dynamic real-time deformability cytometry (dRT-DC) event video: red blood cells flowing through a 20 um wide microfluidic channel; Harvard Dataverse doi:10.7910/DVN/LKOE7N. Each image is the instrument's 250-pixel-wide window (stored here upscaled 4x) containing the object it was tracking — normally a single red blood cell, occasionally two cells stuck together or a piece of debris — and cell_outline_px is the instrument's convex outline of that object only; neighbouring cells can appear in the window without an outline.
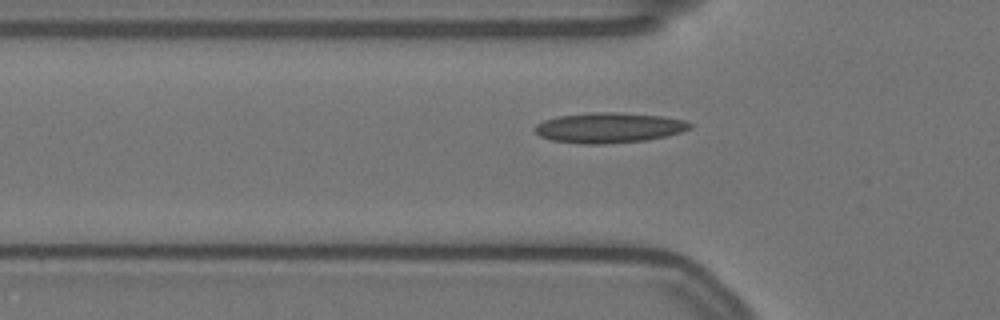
{"species": "Egyptian fruit bat (a non-hibernating species)", "species_latin": "Rousettus aegyptiacus", "temperature_condition": "warm", "stored_images_in_passage": 42, "camera_frame_rate_fps": 3000, "um_per_image_px": 0.085, "animal": {"sex": "female"}, "frame": {"image": 1, "passage_image": 6, "time_ms": 1.667, "image_size_px": [1000, 320], "cell_outline_px": [[692, 128], [680, 132], [648, 140], [604, 144], [584, 144], [552, 140], [540, 136], [532, 128], [536, 124], [544, 120], [556, 116], [592, 112], [616, 112], [664, 116], [684, 120], [692, 124]], "centroid_in_image_um": [51.74, 10.85], "position_along_channel_um": 74.1, "area_um2": 27.46}}
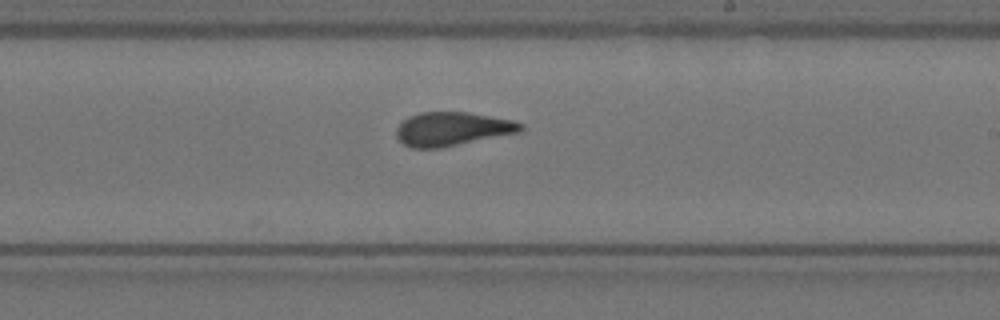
{"frame": {"image": 2, "passage_image": 21, "time_ms": 6.667, "image_size_px": [1000, 320], "cell_outline_px": [[524, 128], [520, 132], [440, 148], [412, 148], [404, 144], [396, 136], [396, 128], [408, 116], [420, 112], [468, 112], [512, 120], [524, 124]], "centroid_in_image_um": [38.44, 10.96], "position_along_channel_um": 250.6, "area_um2": 24.39}}
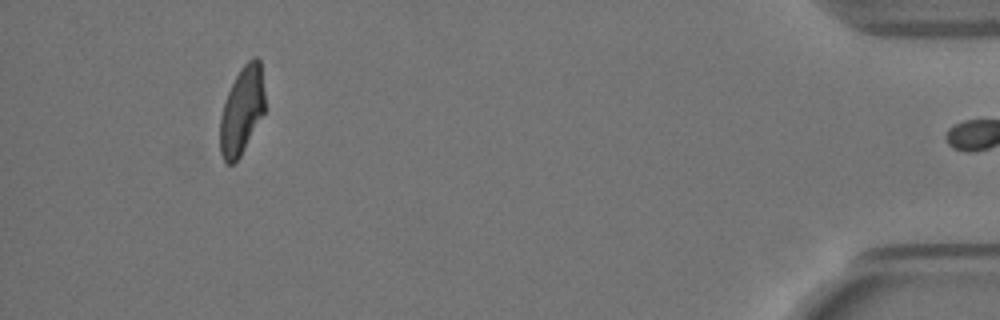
{"frame": {"image": 3, "passage_image": 41, "time_ms": 13.333, "image_size_px": [1000, 320], "cell_outline_px": [[264, 112], [240, 156], [232, 164], [228, 164], [224, 160], [220, 152], [220, 116], [228, 92], [240, 68], [252, 56], [256, 56], [260, 60], [264, 92]], "centroid_in_image_um": [20.55, 9.37], "position_along_channel_um": 414.6, "area_um2": 22.6}, "authors_computed_cell_mechanics": {"area_um2": 24.3916, "velocity_mm_per_s": 3.5128, "shape_relaxation_time_tau1_ms": 7.8865, "shape_relaxation_time_tau2_ms": 1.4997, "deformation_change_tau1": 0.2002, "deformation_change_tau2": 0.094}}